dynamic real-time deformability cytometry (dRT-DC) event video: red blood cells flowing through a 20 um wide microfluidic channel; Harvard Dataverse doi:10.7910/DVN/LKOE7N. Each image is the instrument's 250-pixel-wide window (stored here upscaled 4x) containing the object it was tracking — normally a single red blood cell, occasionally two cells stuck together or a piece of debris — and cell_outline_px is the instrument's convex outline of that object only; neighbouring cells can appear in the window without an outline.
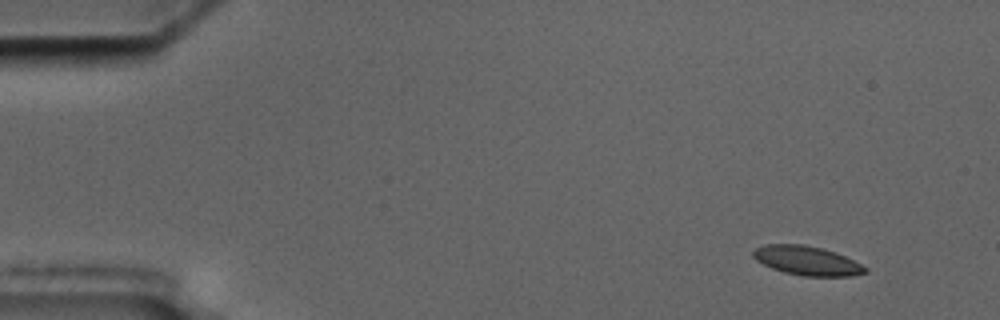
{"species": "common noctule bat (a hibernating species)", "species_latin": "Nyctalus noctula", "temperature_condition": "cold", "stored_images_in_passage": 9, "camera_frame_rate_fps": 3000, "um_per_image_px": 0.085, "animal": {"sex": "male", "body_mass_g": 17.5, "forearm_length_mm": 52.3}, "frame": {"image": 1, "passage_image": 1, "time_ms": 0.0, "image_size_px": [1000, 320], "cell_outline_px": [[868, 272], [852, 276], [804, 276], [784, 272], [772, 268], [756, 260], [752, 256], [752, 252], [756, 248], [764, 244], [804, 244], [836, 252], [868, 268]], "centroid_in_image_um": [68.58, 22.15], "position_along_channel_um": 16.4, "area_um2": 18.96}}
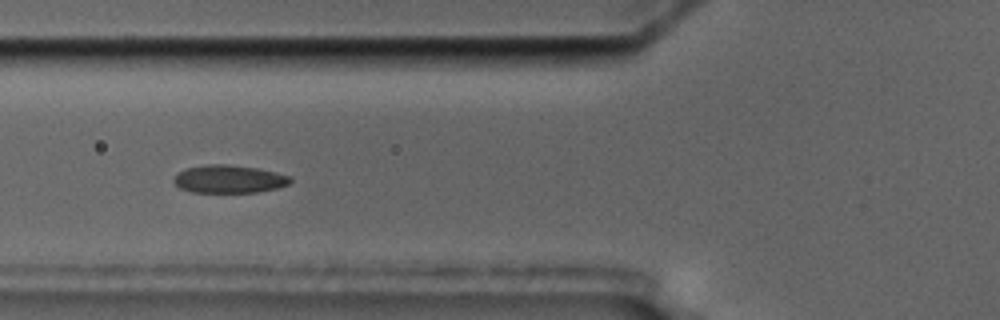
{"frame": {"image": 2, "passage_image": 6, "time_ms": 5.667, "image_size_px": [1000, 320], "cell_outline_px": [[292, 180], [288, 184], [276, 188], [256, 192], [192, 192], [180, 188], [172, 180], [184, 168], [208, 164], [228, 164], [256, 168], [276, 172], [292, 176]], "centroid_in_image_um": [19.47, 15.21], "position_along_channel_um": 106.3, "area_um2": 18.9}}
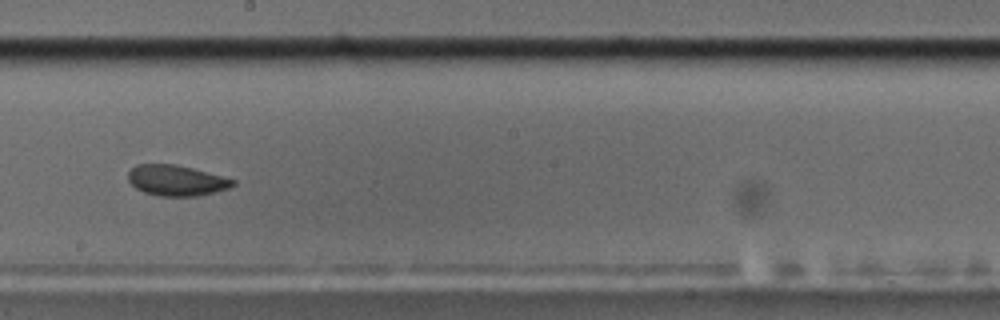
{"frame": {"image": 3, "passage_image": 9, "time_ms": 9.333, "image_size_px": [1000, 320], "cell_outline_px": [[236, 184], [228, 188], [216, 192], [196, 196], [160, 196], [144, 192], [136, 188], [128, 180], [128, 172], [136, 164], [176, 164], [192, 168], [236, 180]], "centroid_in_image_um": [14.99, 15.33], "position_along_channel_um": 233.2, "area_um2": 18.67}}